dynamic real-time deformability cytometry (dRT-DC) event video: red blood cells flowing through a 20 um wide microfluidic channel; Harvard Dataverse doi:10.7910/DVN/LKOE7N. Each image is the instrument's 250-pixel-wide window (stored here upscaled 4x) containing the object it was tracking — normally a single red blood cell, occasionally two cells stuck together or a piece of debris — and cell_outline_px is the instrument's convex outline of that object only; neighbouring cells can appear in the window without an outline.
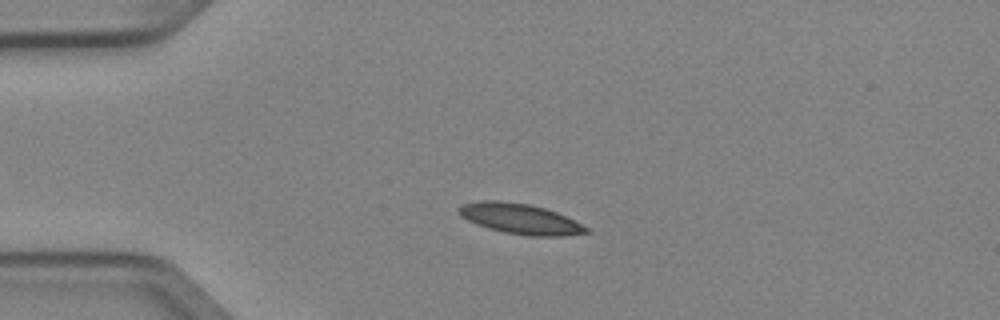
{"species": "Egyptian fruit bat (a non-hibernating species)", "species_latin": "Rousettus aegyptiacus", "temperature_condition": "cold", "stored_images_in_passage": 3, "camera_frame_rate_fps": 3000, "um_per_image_px": 0.085, "animal": {"sex": "female"}, "frame": {"image": 1, "passage_image": 2, "time_ms": 0.333, "image_size_px": [1000, 320], "cell_outline_px": [[592, 232], [564, 236], [528, 236], [504, 232], [488, 228], [476, 224], [460, 216], [456, 208], [460, 204], [476, 200], [500, 200], [528, 204], [544, 208], [556, 212], [576, 220], [588, 228]], "centroid_in_image_um": [44.19, 18.59], "position_along_channel_um": 40.8, "area_um2": 22.89}}